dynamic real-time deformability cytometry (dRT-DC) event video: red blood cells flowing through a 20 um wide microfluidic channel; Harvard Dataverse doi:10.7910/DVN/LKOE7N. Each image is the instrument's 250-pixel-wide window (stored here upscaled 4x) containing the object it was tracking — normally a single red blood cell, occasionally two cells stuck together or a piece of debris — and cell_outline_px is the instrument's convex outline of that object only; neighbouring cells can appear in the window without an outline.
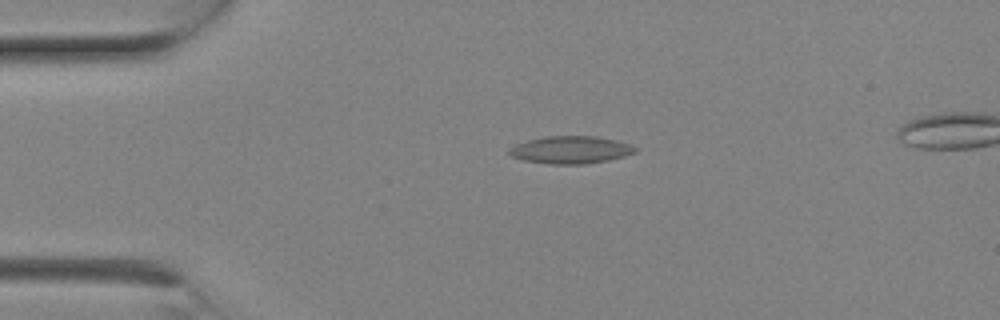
{"species": "Egyptian fruit bat (a non-hibernating species)", "species_latin": "Rousettus aegyptiacus", "temperature_condition": "room temperature", "stored_images_in_passage": 8, "camera_frame_rate_fps": 3000, "um_per_image_px": 0.085, "animal": {"sex": "female"}, "frame": {"image": 1, "passage_image": 5, "time_ms": 1.333, "image_size_px": [1000, 320], "cell_outline_px": [[640, 148], [636, 152], [624, 156], [608, 160], [584, 164], [548, 164], [524, 160], [512, 156], [508, 152], [508, 148], [516, 144], [528, 140], [544, 136], [596, 136], [616, 140]], "centroid_in_image_um": [48.51, 12.73], "position_along_channel_um": 36.5, "area_um2": 20.23}}
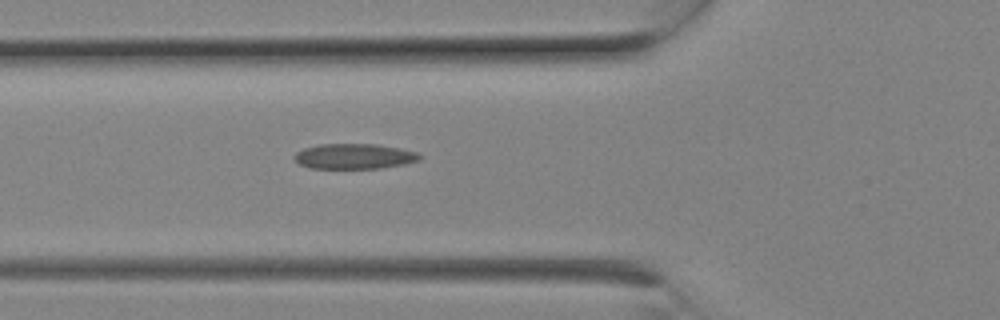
{"frame": {"image": 2, "passage_image": 8, "time_ms": 2.333, "image_size_px": [1000, 320], "cell_outline_px": [[420, 160], [404, 164], [380, 168], [308, 168], [300, 164], [292, 156], [296, 152], [304, 148], [320, 144], [376, 144], [400, 148], [416, 152], [420, 156]], "centroid_in_image_um": [30.08, 13.28], "position_along_channel_um": 95.7, "area_um2": 18.38}}